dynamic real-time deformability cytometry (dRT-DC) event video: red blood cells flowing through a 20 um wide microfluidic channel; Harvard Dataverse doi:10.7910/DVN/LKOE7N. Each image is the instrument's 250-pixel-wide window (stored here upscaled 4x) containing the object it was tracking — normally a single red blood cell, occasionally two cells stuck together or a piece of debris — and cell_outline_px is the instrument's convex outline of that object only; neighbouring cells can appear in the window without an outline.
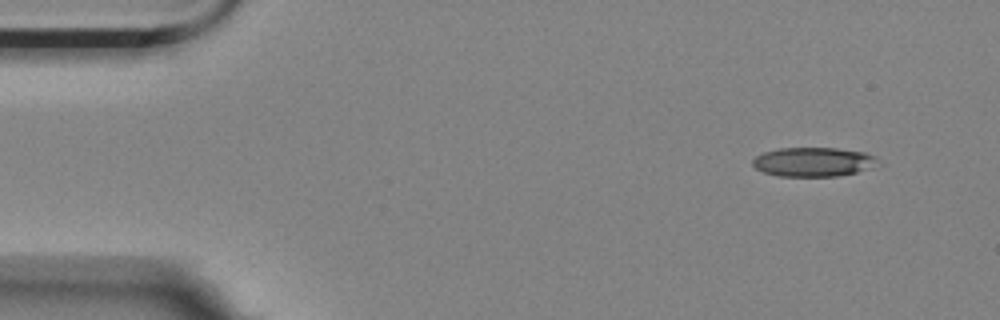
{"species": "Egyptian fruit bat (a non-hibernating species)", "species_latin": "Rousettus aegyptiacus", "temperature_condition": "room temperature", "stored_images_in_passage": 3, "camera_frame_rate_fps": 3000, "um_per_image_px": 0.085, "animal": {"sex": "female"}, "frame": {"image": 1, "passage_image": 1, "time_ms": 0.0, "image_size_px": [1000, 320], "cell_outline_px": [[876, 156], [864, 168], [856, 172], [836, 176], [780, 176], [764, 172], [756, 168], [752, 164], [752, 160], [756, 156], [764, 152], [780, 148], [836, 148], [864, 152]], "centroid_in_image_um": [68.99, 13.75], "position_along_channel_um": 16.0, "area_um2": 20.58}}